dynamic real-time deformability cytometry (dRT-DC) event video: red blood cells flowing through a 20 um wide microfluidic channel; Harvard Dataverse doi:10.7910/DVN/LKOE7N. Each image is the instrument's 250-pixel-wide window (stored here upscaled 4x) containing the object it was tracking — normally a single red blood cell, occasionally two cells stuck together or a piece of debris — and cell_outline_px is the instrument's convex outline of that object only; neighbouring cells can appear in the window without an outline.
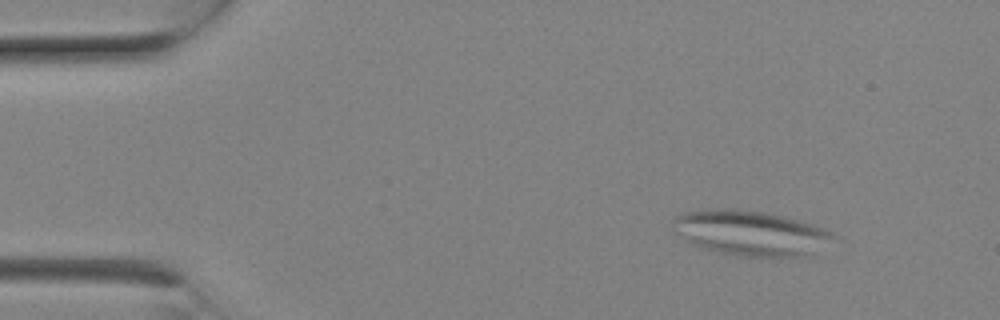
{"species": "Egyptian fruit bat (a non-hibernating species)", "species_latin": "Rousettus aegyptiacus", "temperature_condition": "room temperature", "stored_images_in_passage": 6, "camera_frame_rate_fps": 3000, "um_per_image_px": 0.085, "animal": {"sex": "female"}, "frame": {"image": 1, "passage_image": 1, "time_ms": 0.0, "image_size_px": [1000, 320], "cell_outline_px": [[840, 236], [816, 256], [740, 256], [720, 252], [704, 248], [680, 236], [672, 228], [672, 220], [680, 212], [716, 208], [732, 208], [764, 212], [812, 224], [832, 232]], "centroid_in_image_um": [63.88, 19.81], "position_along_channel_um": 21.1, "area_um2": 42.43}}